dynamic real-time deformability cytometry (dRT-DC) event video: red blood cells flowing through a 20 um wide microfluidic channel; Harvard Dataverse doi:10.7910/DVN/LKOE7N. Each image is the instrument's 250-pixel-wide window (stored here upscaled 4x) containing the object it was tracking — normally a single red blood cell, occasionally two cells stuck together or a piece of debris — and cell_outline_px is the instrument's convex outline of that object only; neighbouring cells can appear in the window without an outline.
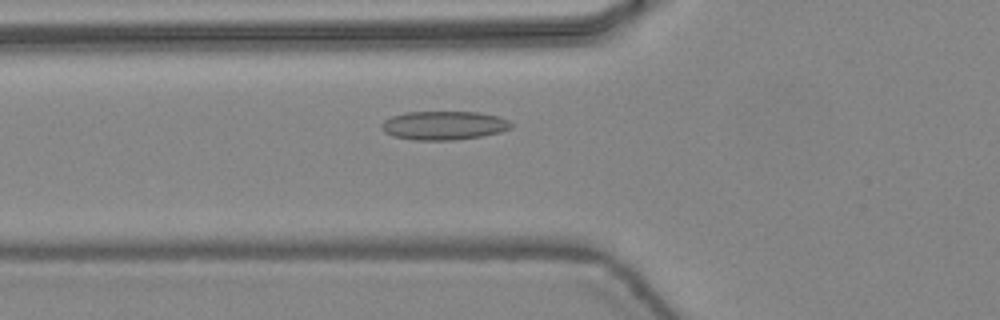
{"species": "common noctule bat (a hibernating species)", "species_latin": "Nyctalus noctula", "temperature_condition": "warm", "stored_images_in_passage": 39, "camera_frame_rate_fps": 3000, "um_per_image_px": 0.085, "animal": {"sex": "female", "body_mass_g": 24.6, "forearm_length_mm": 56.2}, "frame": {"image": 1, "passage_image": 10, "time_ms": 3.0, "image_size_px": [1000, 320], "cell_outline_px": [[512, 128], [500, 132], [484, 136], [452, 140], [416, 140], [392, 136], [384, 132], [380, 128], [380, 124], [384, 120], [392, 116], [404, 112], [476, 112], [500, 116], [508, 120], [512, 124]], "centroid_in_image_um": [37.72, 10.66], "position_along_channel_um": 88.1, "area_um2": 21.91}}
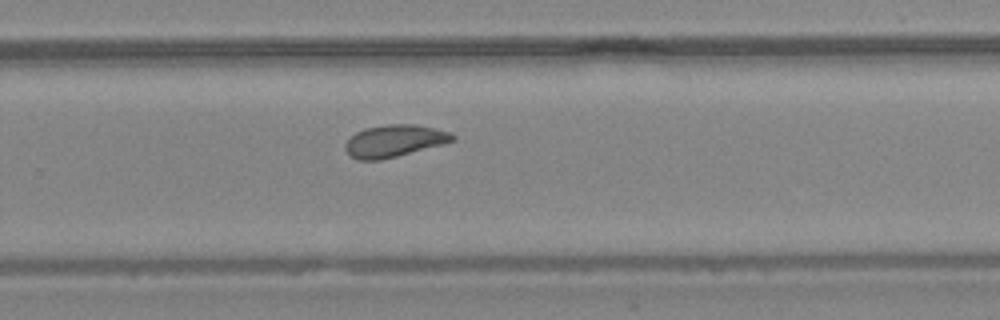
{"frame": {"image": 2, "passage_image": 24, "time_ms": 7.667, "image_size_px": [1000, 320], "cell_outline_px": [[456, 140], [444, 144], [380, 160], [356, 160], [348, 156], [344, 148], [344, 144], [356, 132], [364, 128], [388, 124], [416, 124], [448, 132], [456, 136]], "centroid_in_image_um": [33.48, 11.98], "position_along_channel_um": 296.3, "area_um2": 20.11}}
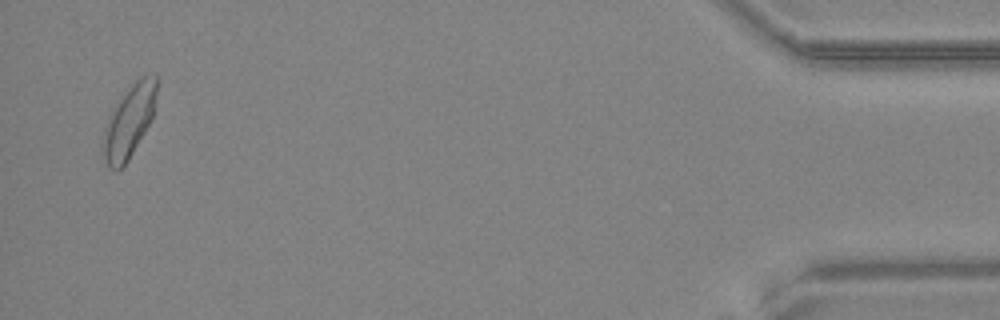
{"frame": {"image": 3, "passage_image": 38, "time_ms": 12.333, "image_size_px": [1000, 320], "cell_outline_px": [[160, 80], [152, 116], [144, 132], [128, 160], [116, 172], [108, 168], [100, 152], [104, 128], [108, 116], [112, 108], [128, 88], [136, 80], [144, 76], [156, 76]], "centroid_in_image_um": [10.93, 10.34], "position_along_channel_um": 424.3, "area_um2": 22.83}, "authors_computed_cell_mechanics": {"area_um2": 20.23, "velocity_mm_per_s": 4.4546, "shape_relaxation_time_tau1_ms": 10.1035, "shape_relaxation_time_tau2_ms": 2.0399, "deformation_change_tau1": 0.205, "deformation_change_tau2": 0.0683}}